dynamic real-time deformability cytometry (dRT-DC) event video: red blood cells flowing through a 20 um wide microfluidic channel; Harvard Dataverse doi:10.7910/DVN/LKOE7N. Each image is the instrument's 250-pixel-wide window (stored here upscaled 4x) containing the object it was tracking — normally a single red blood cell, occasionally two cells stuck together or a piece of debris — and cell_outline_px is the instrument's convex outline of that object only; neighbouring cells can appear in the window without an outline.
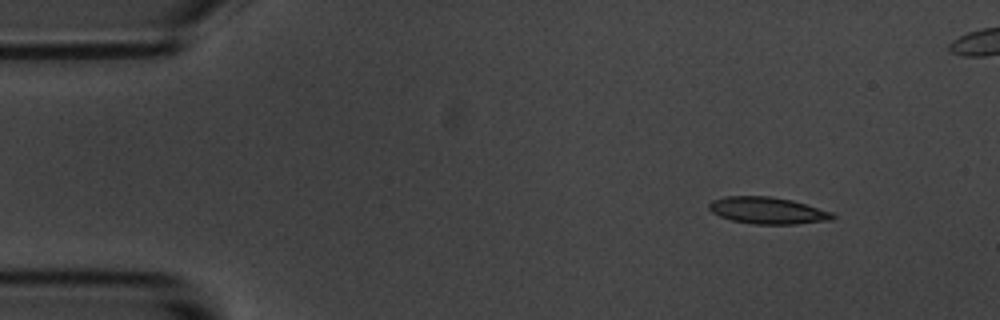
{"species": "common noctule bat (a hibernating species)", "species_latin": "Nyctalus noctula", "temperature_condition": "room temperature", "stored_images_in_passage": 4, "camera_frame_rate_fps": 3000, "um_per_image_px": 0.085, "animal": {"sex": "male", "body_mass_g": 20.1, "forearm_length_mm": 53.5}, "frame": {"image": 1, "passage_image": 1, "time_ms": 0.0, "image_size_px": [1000, 320], "cell_outline_px": [[836, 216], [832, 220], [796, 224], [752, 224], [732, 220], [720, 216], [712, 212], [708, 208], [708, 204], [712, 200], [724, 196], [772, 196], [792, 200], [832, 212]], "centroid_in_image_um": [65.24, 17.89], "position_along_channel_um": 19.8, "area_um2": 19.36}}